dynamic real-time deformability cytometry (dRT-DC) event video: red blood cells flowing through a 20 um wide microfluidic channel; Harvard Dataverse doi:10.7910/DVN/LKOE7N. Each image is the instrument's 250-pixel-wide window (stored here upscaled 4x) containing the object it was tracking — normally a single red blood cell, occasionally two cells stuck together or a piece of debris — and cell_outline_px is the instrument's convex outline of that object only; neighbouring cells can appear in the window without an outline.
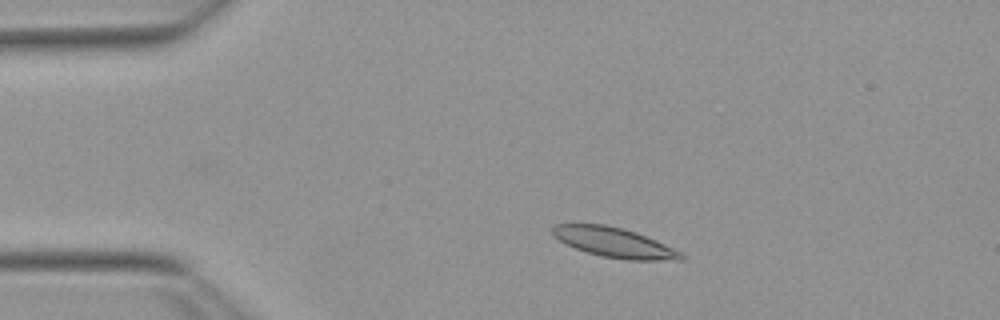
{"species": "Egyptian fruit bat (a non-hibernating species)", "species_latin": "Rousettus aegyptiacus", "temperature_condition": "warm", "stored_images_in_passage": 51, "camera_frame_rate_fps": 3000, "um_per_image_px": 0.085, "animal": {"sex": "female"}, "frame": {"image": 1, "passage_image": 8, "time_ms": 2.333, "image_size_px": [1000, 320], "cell_outline_px": [[688, 256], [684, 260], [628, 260], [600, 256], [576, 248], [552, 236], [552, 228], [556, 224], [604, 224], [624, 228], [636, 232], [664, 244]], "centroid_in_image_um": [52.23, 20.61], "position_along_channel_um": 32.8, "area_um2": 22.2}}
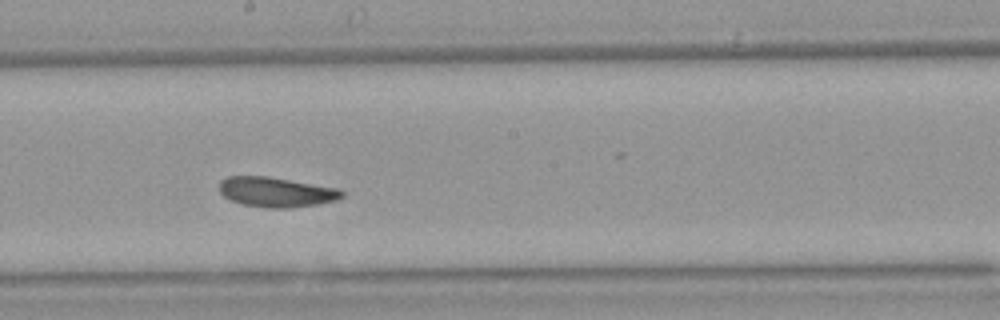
{"frame": {"image": 2, "passage_image": 27, "time_ms": 8.667, "image_size_px": [1000, 320], "cell_outline_px": [[344, 196], [336, 200], [316, 204], [288, 208], [268, 208], [240, 204], [224, 196], [220, 192], [220, 180], [228, 176], [268, 176], [340, 188], [344, 192]], "centroid_in_image_um": [23.49, 16.32], "position_along_channel_um": 224.7, "area_um2": 21.44}}
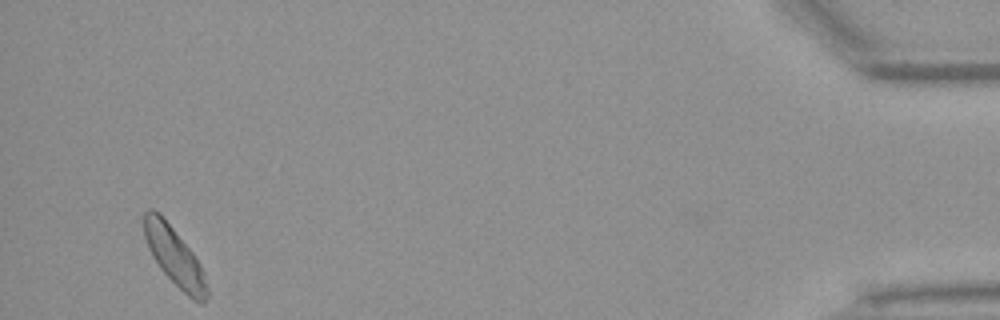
{"frame": {"image": 3, "passage_image": 49, "time_ms": 16.0, "image_size_px": [1000, 320], "cell_outline_px": [[208, 296], [204, 304], [200, 304], [192, 300], [160, 268], [152, 256], [148, 248], [144, 236], [144, 212], [148, 208], [152, 208], [160, 212], [192, 252], [200, 264], [204, 272], [208, 288]], "centroid_in_image_um": [14.84, 21.8], "position_along_channel_um": 420.4, "area_um2": 21.39}, "authors_computed_cell_mechanics": {"area_um2": 21.4438, "velocity_mm_per_s": 3.7729, "shape_relaxation_time_tau1_ms": 5.5174, "shape_relaxation_time_tau2_ms": 4.244, "deformation_change_tau1": 0.1159, "deformation_change_tau2": 0.0913}}